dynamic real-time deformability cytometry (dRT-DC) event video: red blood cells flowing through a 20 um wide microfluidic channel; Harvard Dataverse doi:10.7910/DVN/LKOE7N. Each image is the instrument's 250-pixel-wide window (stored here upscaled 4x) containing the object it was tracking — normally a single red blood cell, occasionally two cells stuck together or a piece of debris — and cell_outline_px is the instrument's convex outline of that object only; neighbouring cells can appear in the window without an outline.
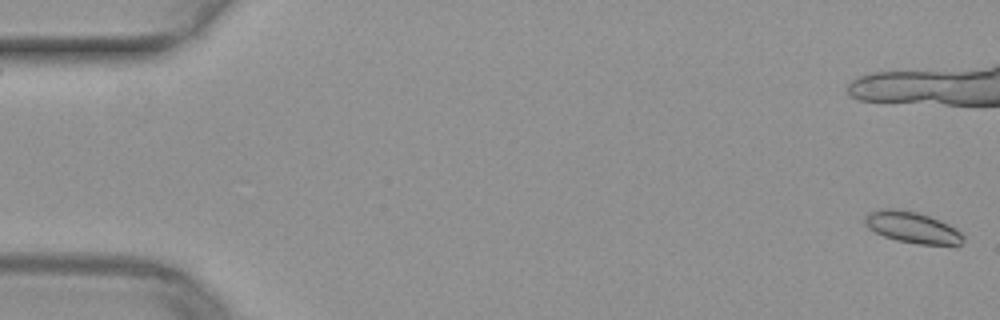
{"species": "common noctule bat (a hibernating species)", "species_latin": "Nyctalus noctula", "temperature_condition": "warm", "stored_images_in_passage": 51, "camera_frame_rate_fps": 3000, "um_per_image_px": 0.085, "animal": {"sex": "female", "body_mass_g": 29.2, "forearm_length_mm": 56.3}, "frame": {"image": 1, "passage_image": 1, "time_ms": 0.0, "image_size_px": [1000, 320], "cell_outline_px": [[964, 240], [956, 248], [920, 244], [896, 240], [884, 236], [868, 228], [864, 224], [864, 216], [868, 212], [880, 208], [896, 208], [916, 212], [940, 220], [956, 228], [964, 236]], "centroid_in_image_um": [77.58, 19.35], "position_along_channel_um": 7.4, "area_um2": 18.5}}